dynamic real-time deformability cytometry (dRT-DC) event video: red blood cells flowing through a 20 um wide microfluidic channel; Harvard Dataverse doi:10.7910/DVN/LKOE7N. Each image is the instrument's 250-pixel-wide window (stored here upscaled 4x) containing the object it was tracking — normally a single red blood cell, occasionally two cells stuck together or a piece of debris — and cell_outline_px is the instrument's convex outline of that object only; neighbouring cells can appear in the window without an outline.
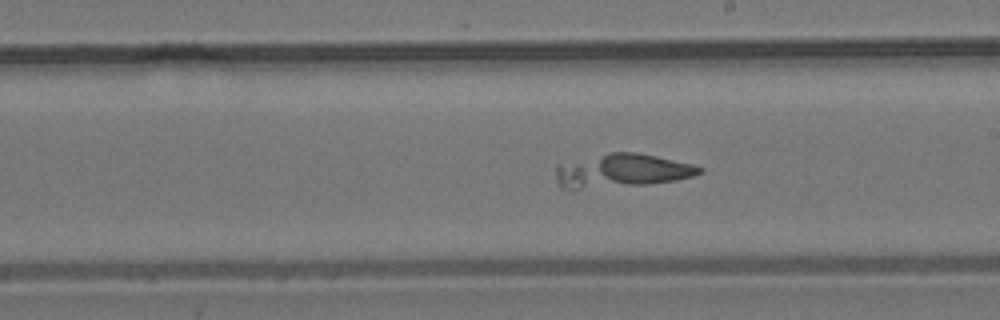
{"species": "common noctule bat (a hibernating species)", "species_latin": "Nyctalus noctula", "temperature_condition": "room temperature", "stored_images_in_passage": 29, "camera_frame_rate_fps": 3000, "um_per_image_px": 0.085, "animal": {"sex": "male", "body_mass_g": 19.2, "forearm_length_mm": 51.8}, "frame": {"image": 1, "passage_image": 17, "time_ms": 5.333, "image_size_px": [1000, 320], "cell_outline_px": [[704, 172], [692, 176], [676, 180], [648, 184], [572, 192], [560, 188], [556, 180], [556, 164], [608, 152], [636, 152], [656, 156], [692, 164], [704, 168]], "centroid_in_image_um": [52.75, 14.55], "position_along_channel_um": 236.3, "area_um2": 29.13}}
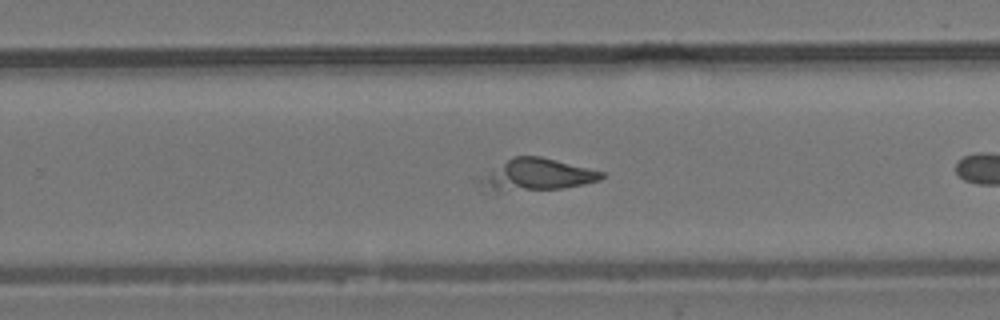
{"frame": {"image": 2, "passage_image": 21, "time_ms": 6.667, "image_size_px": [1000, 320], "cell_outline_px": [[604, 176], [600, 180], [584, 184], [564, 188], [480, 192], [472, 180], [512, 156], [540, 156], [604, 172]], "centroid_in_image_um": [45.44, 14.88], "position_along_channel_um": 284.4, "area_um2": 23.18}}